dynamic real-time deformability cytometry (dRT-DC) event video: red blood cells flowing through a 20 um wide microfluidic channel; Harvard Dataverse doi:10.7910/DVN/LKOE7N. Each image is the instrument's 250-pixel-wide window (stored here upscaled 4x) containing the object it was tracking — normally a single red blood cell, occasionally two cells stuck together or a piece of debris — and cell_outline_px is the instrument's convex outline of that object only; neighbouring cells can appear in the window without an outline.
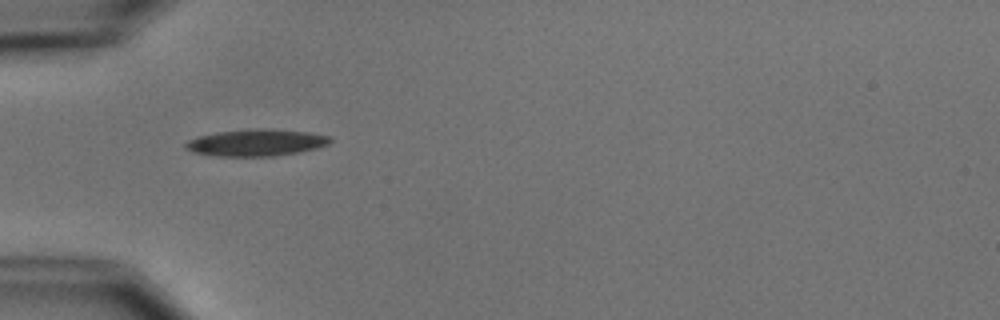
{"species": "common noctule bat (a hibernating species)", "species_latin": "Nyctalus noctula", "temperature_condition": "cold", "stored_images_in_passage": 6, "camera_frame_rate_fps": 3000, "um_per_image_px": 0.085, "animal": {"sex": "male", "body_mass_g": 15.6}, "frame": {"image": 1, "passage_image": 5, "time_ms": 5.667, "image_size_px": [1000, 320], "cell_outline_px": [[332, 140], [328, 144], [316, 148], [296, 152], [272, 156], [212, 156], [192, 152], [184, 148], [184, 144], [188, 140], [200, 136], [216, 132], [256, 128], [264, 128], [312, 132], [328, 136]], "centroid_in_image_um": [21.74, 12.12], "position_along_channel_um": 63.3, "area_um2": 22.6}}